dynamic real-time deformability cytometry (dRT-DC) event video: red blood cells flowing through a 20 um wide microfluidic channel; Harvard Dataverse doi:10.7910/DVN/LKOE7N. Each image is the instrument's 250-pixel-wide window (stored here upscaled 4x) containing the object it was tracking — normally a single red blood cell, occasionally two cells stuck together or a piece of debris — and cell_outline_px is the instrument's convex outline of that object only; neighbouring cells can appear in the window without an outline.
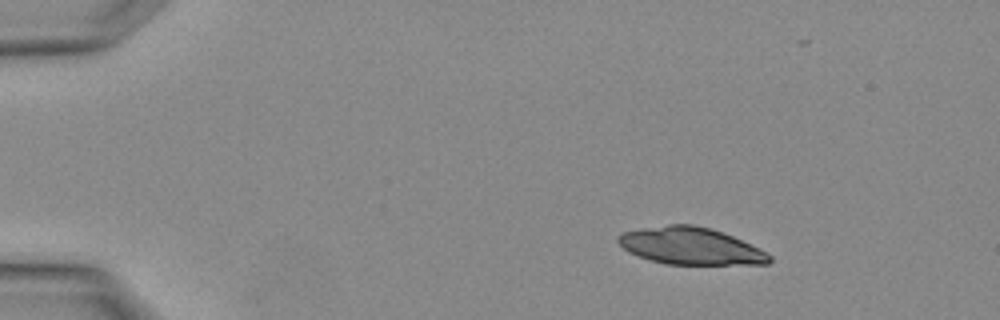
{"species": "Egyptian fruit bat (a non-hibernating species)", "species_latin": "Rousettus aegyptiacus", "temperature_condition": "warm", "stored_images_in_passage": 2, "camera_frame_rate_fps": 3000, "um_per_image_px": 0.085, "animal": {"sex": "female"}, "frame": {"image": 1, "passage_image": 1, "time_ms": 0.0, "image_size_px": [1000, 320], "cell_outline_px": [[772, 260], [768, 264], [664, 264], [628, 252], [616, 240], [616, 236], [624, 232], [640, 228], [668, 224], [692, 224], [708, 228], [732, 236], [772, 256]], "centroid_in_image_um": [58.64, 20.91], "position_along_channel_um": 26.4, "area_um2": 32.25}}